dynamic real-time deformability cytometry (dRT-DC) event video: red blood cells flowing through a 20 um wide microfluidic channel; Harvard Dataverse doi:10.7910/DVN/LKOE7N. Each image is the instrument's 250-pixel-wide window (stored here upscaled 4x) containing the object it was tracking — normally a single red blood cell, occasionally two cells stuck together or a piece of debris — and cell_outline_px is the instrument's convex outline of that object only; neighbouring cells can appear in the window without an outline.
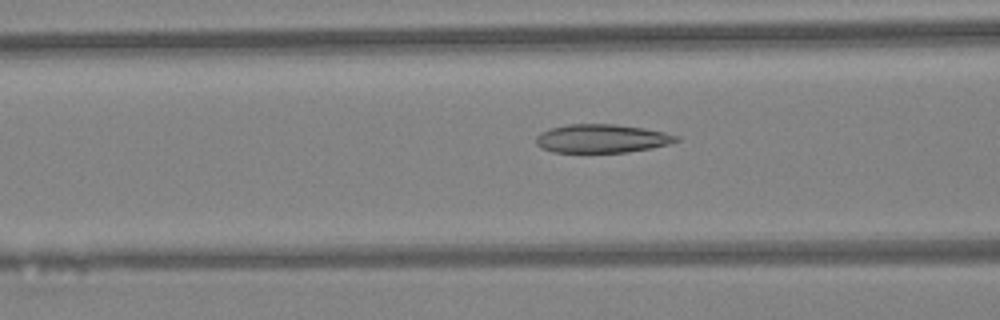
{"species": "Egyptian fruit bat (a non-hibernating species)", "species_latin": "Rousettus aegyptiacus", "temperature_condition": "warm", "stored_images_in_passage": 47, "camera_frame_rate_fps": 3000, "um_per_image_px": 0.085, "animal": {"sex": "female"}, "frame": {"image": 1, "passage_image": 19, "time_ms": 6.0, "image_size_px": [1000, 320], "cell_outline_px": [[680, 140], [668, 144], [652, 148], [628, 152], [552, 152], [540, 148], [536, 144], [536, 136], [540, 132], [552, 128], [568, 124], [616, 124], [644, 128], [664, 132], [680, 136]], "centroid_in_image_um": [51.15, 11.77], "position_along_channel_um": 115.4, "area_um2": 23.41}}
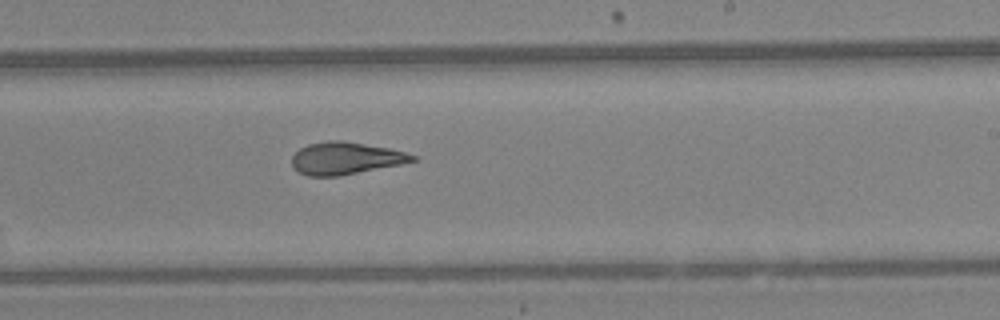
{"frame": {"image": 2, "passage_image": 29, "time_ms": 9.333, "image_size_px": [1000, 320], "cell_outline_px": [[420, 156], [416, 160], [400, 164], [336, 176], [308, 176], [300, 172], [292, 164], [292, 156], [300, 148], [308, 144], [328, 140], [340, 140], [388, 148]], "centroid_in_image_um": [29.37, 13.44], "position_along_channel_um": 259.6, "area_um2": 22.31}}
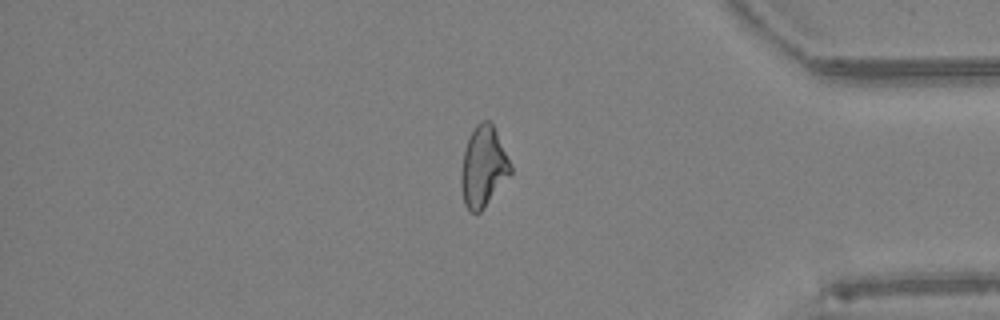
{"frame": {"image": 3, "passage_image": 40, "time_ms": 13.0, "image_size_px": [1000, 320], "cell_outline_px": [[512, 172], [484, 208], [480, 212], [468, 212], [464, 204], [460, 184], [460, 172], [464, 148], [476, 124], [480, 120], [488, 120], [492, 124], [512, 164]], "centroid_in_image_um": [41.06, 14.19], "position_along_channel_um": 394.1, "area_um2": 23.29}, "authors_computed_cell_mechanics": {"area_um2": 23.7558, "velocity_mm_per_s": 4.3446, "shape_relaxation_time_tau1_ms": null, "shape_relaxation_time_tau2_ms": 2.6465, "deformation_change_tau1": null, "deformation_change_tau2": 0.1083}}